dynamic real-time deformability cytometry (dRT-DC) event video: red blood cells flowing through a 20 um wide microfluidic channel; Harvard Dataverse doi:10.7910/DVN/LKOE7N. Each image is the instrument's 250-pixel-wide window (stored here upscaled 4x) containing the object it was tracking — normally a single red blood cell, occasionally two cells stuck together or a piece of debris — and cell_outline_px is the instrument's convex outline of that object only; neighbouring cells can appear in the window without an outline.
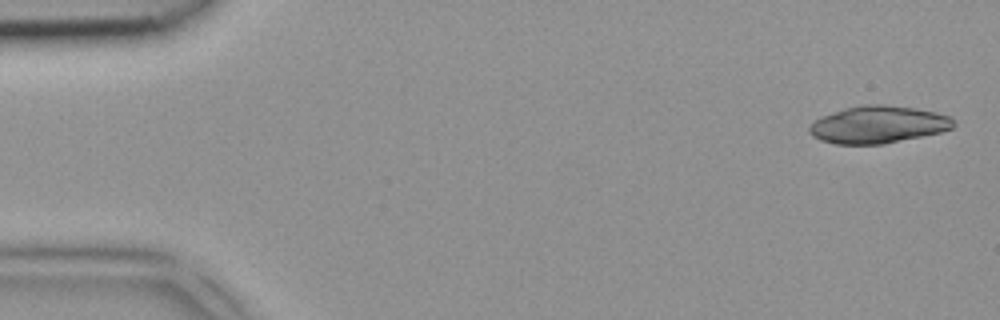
{"species": "common noctule bat (a hibernating species)", "species_latin": "Nyctalus noctula", "temperature_condition": "room temperature", "stored_images_in_passage": 4, "camera_frame_rate_fps": 3000, "um_per_image_px": 0.085, "animal": {"sex": "female", "body_mass_g": 18.4}, "frame": {"image": 1, "passage_image": 1, "time_ms": 0.0, "image_size_px": [1000, 320], "cell_outline_px": [[956, 124], [952, 128], [940, 132], [884, 144], [836, 144], [820, 140], [812, 136], [808, 132], [808, 128], [820, 116], [844, 108], [864, 104], [884, 104], [916, 108], [936, 112], [952, 116], [956, 120]], "centroid_in_image_um": [74.66, 10.58], "position_along_channel_um": 10.3, "area_um2": 31.62}}